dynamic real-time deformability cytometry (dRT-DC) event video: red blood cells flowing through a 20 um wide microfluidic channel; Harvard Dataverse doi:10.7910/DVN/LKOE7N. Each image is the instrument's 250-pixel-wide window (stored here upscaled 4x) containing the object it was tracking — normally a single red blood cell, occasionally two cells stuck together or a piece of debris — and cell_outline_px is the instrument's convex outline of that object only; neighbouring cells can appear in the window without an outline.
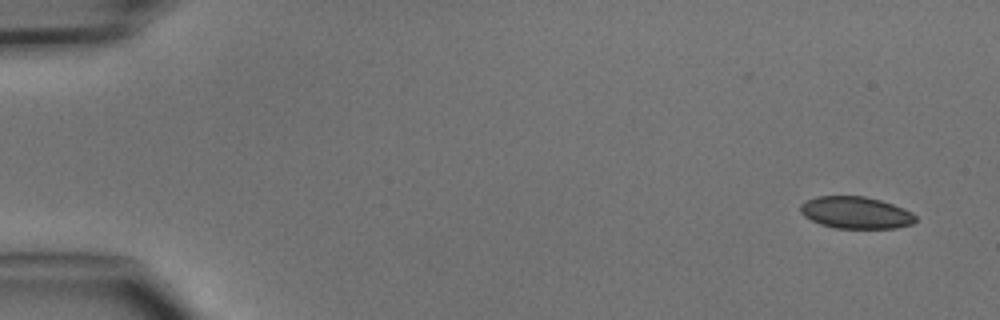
{"species": "common noctule bat (a hibernating species)", "species_latin": "Nyctalus noctula", "temperature_condition": "cold", "stored_images_in_passage": 4, "camera_frame_rate_fps": 3000, "um_per_image_px": 0.085, "animal": {"sex": "male", "body_mass_g": 15.6}, "frame": {"image": 1, "passage_image": 1, "time_ms": 0.0, "image_size_px": [1000, 320], "cell_outline_px": [[916, 220], [912, 224], [896, 228], [836, 228], [820, 224], [804, 216], [800, 212], [800, 204], [816, 196], [864, 196], [880, 200], [904, 208], [912, 212], [916, 216]], "centroid_in_image_um": [72.75, 18.07], "position_along_channel_um": 12.3, "area_um2": 21.44}}
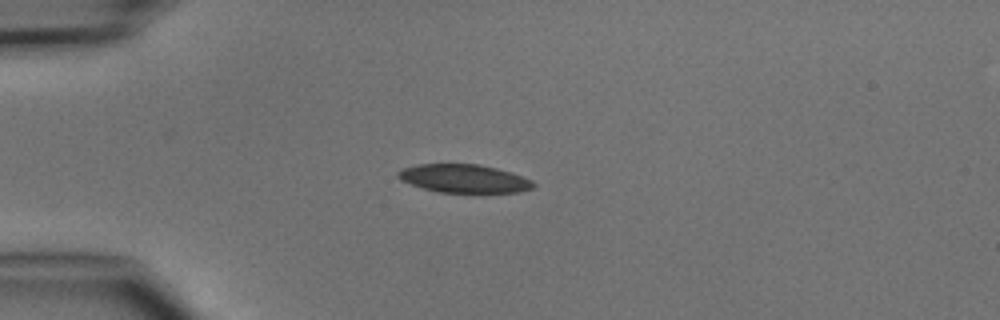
{"frame": {"image": 2, "passage_image": 3, "time_ms": 3.333, "image_size_px": [1000, 320], "cell_outline_px": [[536, 184], [532, 188], [520, 192], [440, 192], [424, 188], [400, 180], [396, 176], [396, 172], [400, 168], [416, 164], [480, 164], [512, 172], [532, 180]], "centroid_in_image_um": [39.42, 15.16], "position_along_channel_um": 45.6, "area_um2": 22.37}}